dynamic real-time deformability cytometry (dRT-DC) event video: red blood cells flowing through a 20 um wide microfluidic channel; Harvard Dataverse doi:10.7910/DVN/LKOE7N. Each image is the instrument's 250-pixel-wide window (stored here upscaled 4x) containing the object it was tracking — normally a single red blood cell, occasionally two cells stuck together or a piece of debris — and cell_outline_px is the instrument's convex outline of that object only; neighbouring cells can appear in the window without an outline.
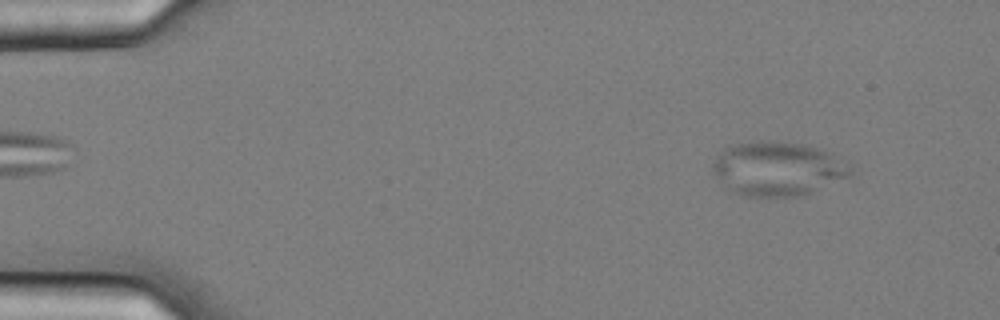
{"species": "common noctule bat (a hibernating species)", "species_latin": "Nyctalus noctula", "temperature_condition": "cold", "stored_images_in_passage": 55, "camera_frame_rate_fps": 3000, "um_per_image_px": 0.085, "animal": {"sex": "female", "body_mass_g": 25.1}, "frame": {"image": 1, "passage_image": 5, "time_ms": 1.333, "image_size_px": [1000, 320], "cell_outline_px": [[860, 172], [804, 196], [740, 196], [724, 188], [712, 172], [712, 164], [716, 156], [724, 148], [736, 144], [764, 140], [804, 144], [816, 148], [848, 160]], "centroid_in_image_um": [66.16, 14.36], "position_along_channel_um": 18.8, "area_um2": 44.39}}
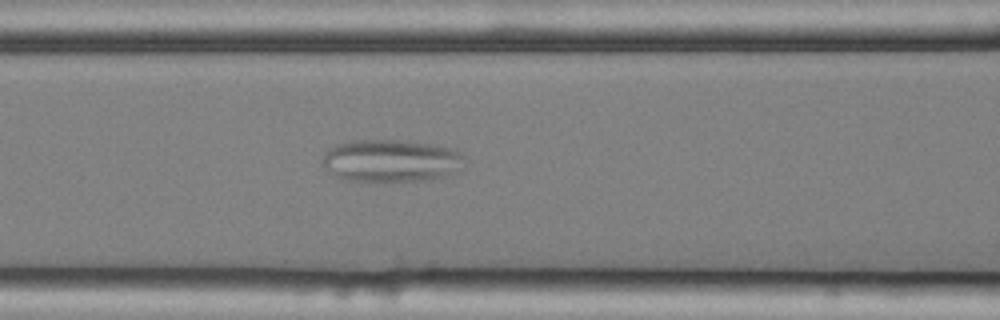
{"frame": {"image": 2, "passage_image": 23, "time_ms": 7.333, "image_size_px": [1000, 320], "cell_outline_px": [[464, 156], [452, 172], [444, 176], [424, 180], [340, 180], [328, 172], [324, 168], [324, 152], [328, 148], [336, 144], [348, 140], [404, 140], [436, 144], [456, 148]], "centroid_in_image_um": [33.16, 13.62], "position_along_channel_um": 133.4, "area_um2": 34.97}}
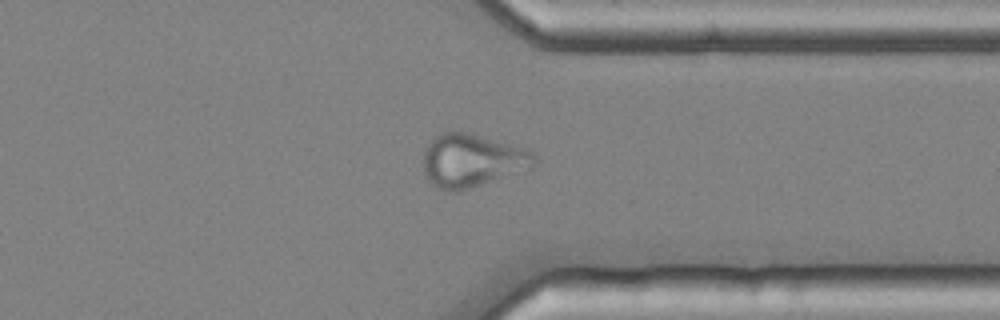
{"frame": {"image": 3, "passage_image": 43, "time_ms": 14.0, "image_size_px": [1000, 320], "cell_outline_px": [[540, 160], [532, 168], [456, 192], [448, 192], [436, 188], [424, 176], [424, 152], [428, 144], [440, 132], [464, 132], [528, 148]], "centroid_in_image_um": [40.14, 13.66], "position_along_channel_um": 371.3, "area_um2": 34.45}}